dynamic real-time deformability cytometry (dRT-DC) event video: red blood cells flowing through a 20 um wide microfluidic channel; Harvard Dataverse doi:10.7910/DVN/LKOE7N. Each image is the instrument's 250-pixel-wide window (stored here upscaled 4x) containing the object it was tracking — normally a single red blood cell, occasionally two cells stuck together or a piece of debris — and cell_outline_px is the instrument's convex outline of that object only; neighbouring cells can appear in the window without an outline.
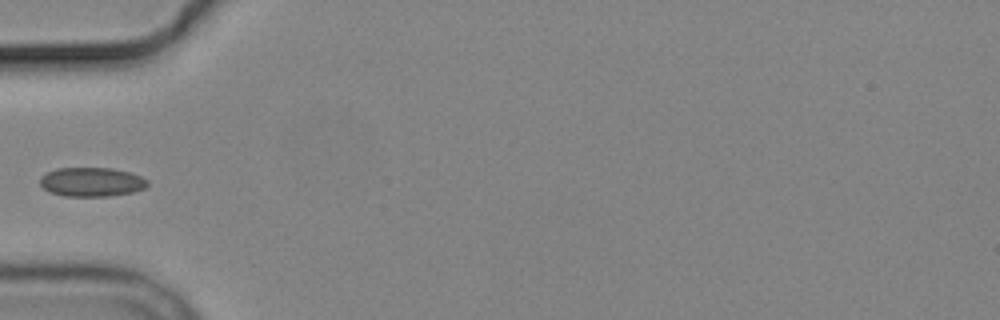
{"species": "common noctule bat (a hibernating species)", "species_latin": "Nyctalus noctula", "temperature_condition": "cold", "stored_images_in_passage": 2, "camera_frame_rate_fps": 3000, "um_per_image_px": 0.085, "animal": {"sex": "male", "body_mass_g": 19.2, "forearm_length_mm": 51.8}, "frame": {"image": 1, "passage_image": 1, "time_ms": 0.0, "image_size_px": [1000, 320], "cell_outline_px": [[148, 184], [144, 188], [132, 192], [108, 196], [64, 196], [48, 192], [40, 184], [40, 176], [56, 168], [112, 168], [128, 172], [140, 176], [148, 180]], "centroid_in_image_um": [7.76, 15.47], "position_along_channel_um": 77.2, "area_um2": 18.21}}
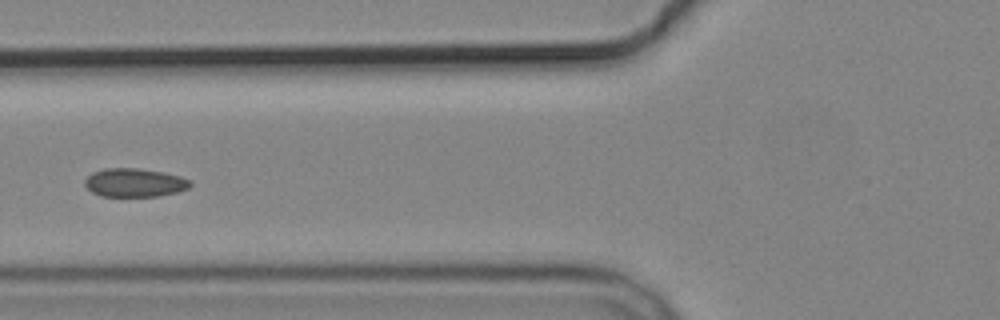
{"frame": {"image": 2, "passage_image": 2, "time_ms": 1.0, "image_size_px": [1000, 320], "cell_outline_px": [[192, 184], [188, 188], [176, 192], [156, 196], [100, 196], [92, 192], [84, 184], [84, 180], [92, 172], [104, 168], [136, 168], [164, 172], [180, 176], [192, 180]], "centroid_in_image_um": [11.43, 15.51], "position_along_channel_um": 114.4, "area_um2": 17.57}}